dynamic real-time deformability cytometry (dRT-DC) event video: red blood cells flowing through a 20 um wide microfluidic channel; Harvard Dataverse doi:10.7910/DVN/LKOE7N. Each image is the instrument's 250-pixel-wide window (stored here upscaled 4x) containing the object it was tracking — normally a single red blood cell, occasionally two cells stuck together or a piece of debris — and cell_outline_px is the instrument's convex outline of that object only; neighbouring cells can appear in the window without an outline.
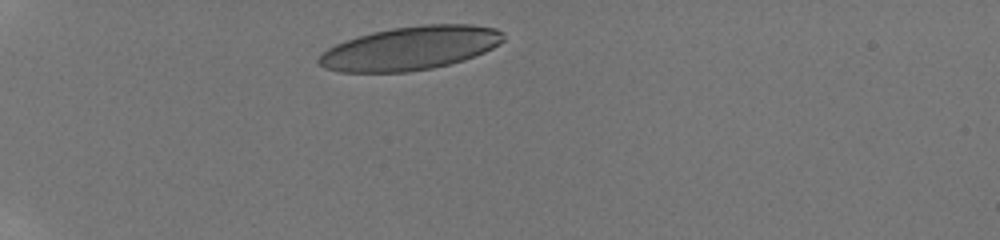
{"species": "human", "species_latin": "Homo sapiens", "temperature_condition": "room temperature", "stored_images_in_passage": 8, "camera_frame_rate_fps": 3000, "um_per_image_px": 0.085, "donor": {"sex": "male"}, "frame": {"image": 1, "passage_image": 1, "time_ms": 0.0, "image_size_px": [1000, 240], "cell_outline_px": [[504, 40], [500, 44], [484, 52], [464, 60], [432, 68], [408, 72], [340, 72], [324, 68], [316, 60], [328, 48], [336, 44], [372, 32], [392, 28], [424, 24], [472, 24], [496, 28], [504, 32]], "centroid_in_image_um": [34.91, 4.09], "position_along_channel_um": 50.1, "area_um2": 46.82}}
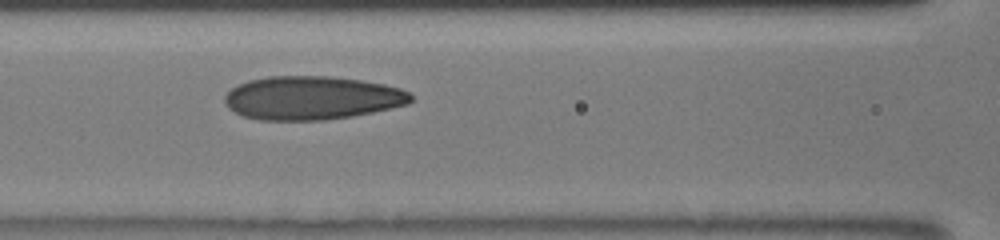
{"frame": {"image": 2, "passage_image": 4, "time_ms": 3.333, "image_size_px": [1000, 240], "cell_outline_px": [[412, 100], [408, 104], [372, 112], [352, 116], [324, 120], [260, 120], [244, 116], [228, 108], [224, 104], [224, 96], [232, 88], [248, 80], [268, 76], [328, 76], [360, 80], [384, 84], [400, 88], [408, 92], [412, 96]], "centroid_in_image_um": [26.49, 8.32], "position_along_channel_um": 140.1, "area_um2": 47.16}}
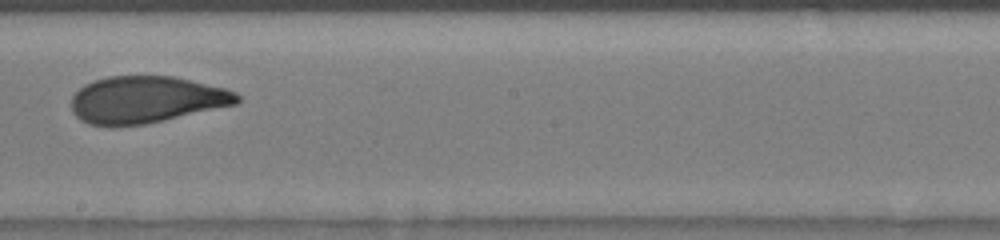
{"frame": {"image": 3, "passage_image": 6, "time_ms": 5.667, "image_size_px": [1000, 240], "cell_outline_px": [[240, 100], [236, 104], [164, 120], [144, 124], [112, 128], [108, 128], [88, 124], [80, 120], [72, 112], [72, 96], [84, 84], [92, 80], [108, 76], [172, 76], [224, 88], [236, 92], [240, 96]], "centroid_in_image_um": [12.36, 8.49], "position_along_channel_um": 235.8, "area_um2": 45.6}}